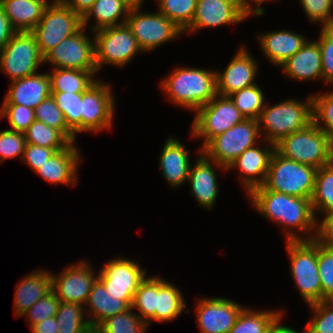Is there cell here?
I'll return each mask as SVG.
<instances>
[{"mask_svg": "<svg viewBox=\"0 0 333 333\" xmlns=\"http://www.w3.org/2000/svg\"><path fill=\"white\" fill-rule=\"evenodd\" d=\"M247 197L259 214L279 226L282 225L286 230V241L316 239L318 221L312 209L311 199L269 189H252ZM301 232L302 236L299 234ZM303 234L307 235L304 237Z\"/></svg>", "mask_w": 333, "mask_h": 333, "instance_id": "1", "label": "cell"}, {"mask_svg": "<svg viewBox=\"0 0 333 333\" xmlns=\"http://www.w3.org/2000/svg\"><path fill=\"white\" fill-rule=\"evenodd\" d=\"M161 88L167 100L195 113L217 95L216 70L178 66L162 80Z\"/></svg>", "mask_w": 333, "mask_h": 333, "instance_id": "2", "label": "cell"}, {"mask_svg": "<svg viewBox=\"0 0 333 333\" xmlns=\"http://www.w3.org/2000/svg\"><path fill=\"white\" fill-rule=\"evenodd\" d=\"M313 122L312 95L301 102L295 98L268 105L262 109L258 118L261 138L273 145L288 135L306 128Z\"/></svg>", "mask_w": 333, "mask_h": 333, "instance_id": "3", "label": "cell"}, {"mask_svg": "<svg viewBox=\"0 0 333 333\" xmlns=\"http://www.w3.org/2000/svg\"><path fill=\"white\" fill-rule=\"evenodd\" d=\"M282 156L319 169L333 161V138L313 122L275 145Z\"/></svg>", "mask_w": 333, "mask_h": 333, "instance_id": "4", "label": "cell"}, {"mask_svg": "<svg viewBox=\"0 0 333 333\" xmlns=\"http://www.w3.org/2000/svg\"><path fill=\"white\" fill-rule=\"evenodd\" d=\"M316 171L315 167L288 159L275 150L270 160L265 183L254 189H269L311 199Z\"/></svg>", "mask_w": 333, "mask_h": 333, "instance_id": "5", "label": "cell"}, {"mask_svg": "<svg viewBox=\"0 0 333 333\" xmlns=\"http://www.w3.org/2000/svg\"><path fill=\"white\" fill-rule=\"evenodd\" d=\"M291 276L307 305L322 301V287L318 271V241H286Z\"/></svg>", "mask_w": 333, "mask_h": 333, "instance_id": "6", "label": "cell"}, {"mask_svg": "<svg viewBox=\"0 0 333 333\" xmlns=\"http://www.w3.org/2000/svg\"><path fill=\"white\" fill-rule=\"evenodd\" d=\"M92 37L98 73L103 65L125 67L139 52L143 53L126 23L94 31Z\"/></svg>", "mask_w": 333, "mask_h": 333, "instance_id": "7", "label": "cell"}, {"mask_svg": "<svg viewBox=\"0 0 333 333\" xmlns=\"http://www.w3.org/2000/svg\"><path fill=\"white\" fill-rule=\"evenodd\" d=\"M82 28V17L63 1H50L43 17L31 33L35 36L39 51L44 57L62 40Z\"/></svg>", "mask_w": 333, "mask_h": 333, "instance_id": "8", "label": "cell"}, {"mask_svg": "<svg viewBox=\"0 0 333 333\" xmlns=\"http://www.w3.org/2000/svg\"><path fill=\"white\" fill-rule=\"evenodd\" d=\"M260 139L258 120L244 119L223 134L212 138L201 149V153L207 159L228 168L239 155L257 144Z\"/></svg>", "mask_w": 333, "mask_h": 333, "instance_id": "9", "label": "cell"}, {"mask_svg": "<svg viewBox=\"0 0 333 333\" xmlns=\"http://www.w3.org/2000/svg\"><path fill=\"white\" fill-rule=\"evenodd\" d=\"M245 117L229 96L216 95L209 103L195 112L191 137L202 138V149L212 138L223 134Z\"/></svg>", "mask_w": 333, "mask_h": 333, "instance_id": "10", "label": "cell"}, {"mask_svg": "<svg viewBox=\"0 0 333 333\" xmlns=\"http://www.w3.org/2000/svg\"><path fill=\"white\" fill-rule=\"evenodd\" d=\"M141 8L142 6H132L125 23L143 53L150 52L184 34L159 11L148 13L141 11Z\"/></svg>", "mask_w": 333, "mask_h": 333, "instance_id": "11", "label": "cell"}, {"mask_svg": "<svg viewBox=\"0 0 333 333\" xmlns=\"http://www.w3.org/2000/svg\"><path fill=\"white\" fill-rule=\"evenodd\" d=\"M43 63L44 57L31 32H16L0 51V71L11 81L36 74Z\"/></svg>", "mask_w": 333, "mask_h": 333, "instance_id": "12", "label": "cell"}, {"mask_svg": "<svg viewBox=\"0 0 333 333\" xmlns=\"http://www.w3.org/2000/svg\"><path fill=\"white\" fill-rule=\"evenodd\" d=\"M115 100L112 87L97 80L82 93V133H99L113 126Z\"/></svg>", "mask_w": 333, "mask_h": 333, "instance_id": "13", "label": "cell"}, {"mask_svg": "<svg viewBox=\"0 0 333 333\" xmlns=\"http://www.w3.org/2000/svg\"><path fill=\"white\" fill-rule=\"evenodd\" d=\"M146 271L135 260L118 257L99 270L98 280L110 295L120 297L131 307L135 292L147 277Z\"/></svg>", "mask_w": 333, "mask_h": 333, "instance_id": "14", "label": "cell"}, {"mask_svg": "<svg viewBox=\"0 0 333 333\" xmlns=\"http://www.w3.org/2000/svg\"><path fill=\"white\" fill-rule=\"evenodd\" d=\"M85 30L86 28L82 27L74 35L57 44L44 56V63L52 65L53 69L97 71L94 38L91 39Z\"/></svg>", "mask_w": 333, "mask_h": 333, "instance_id": "15", "label": "cell"}, {"mask_svg": "<svg viewBox=\"0 0 333 333\" xmlns=\"http://www.w3.org/2000/svg\"><path fill=\"white\" fill-rule=\"evenodd\" d=\"M93 271L91 264L83 259L77 263H71L57 274L58 276L51 273V290L60 301L84 306L98 279L99 274Z\"/></svg>", "mask_w": 333, "mask_h": 333, "instance_id": "16", "label": "cell"}, {"mask_svg": "<svg viewBox=\"0 0 333 333\" xmlns=\"http://www.w3.org/2000/svg\"><path fill=\"white\" fill-rule=\"evenodd\" d=\"M196 305L201 333H228L245 307L223 297L201 298Z\"/></svg>", "mask_w": 333, "mask_h": 333, "instance_id": "17", "label": "cell"}, {"mask_svg": "<svg viewBox=\"0 0 333 333\" xmlns=\"http://www.w3.org/2000/svg\"><path fill=\"white\" fill-rule=\"evenodd\" d=\"M247 49L243 45L237 50L224 71H216L218 95L229 96L233 92L257 84L255 79L258 75V62Z\"/></svg>", "mask_w": 333, "mask_h": 333, "instance_id": "18", "label": "cell"}, {"mask_svg": "<svg viewBox=\"0 0 333 333\" xmlns=\"http://www.w3.org/2000/svg\"><path fill=\"white\" fill-rule=\"evenodd\" d=\"M247 17L236 0H197L191 25L183 32L192 34L200 29L242 23Z\"/></svg>", "mask_w": 333, "mask_h": 333, "instance_id": "19", "label": "cell"}, {"mask_svg": "<svg viewBox=\"0 0 333 333\" xmlns=\"http://www.w3.org/2000/svg\"><path fill=\"white\" fill-rule=\"evenodd\" d=\"M267 143V145H266ZM265 147L256 144L247 148L227 168L240 171V181L246 191V195L254 188L265 183L271 157L275 151V145L266 142Z\"/></svg>", "mask_w": 333, "mask_h": 333, "instance_id": "20", "label": "cell"}, {"mask_svg": "<svg viewBox=\"0 0 333 333\" xmlns=\"http://www.w3.org/2000/svg\"><path fill=\"white\" fill-rule=\"evenodd\" d=\"M196 163L190 168L187 182L190 183V193L203 208L213 209L219 191L216 168L227 171V168L207 159L199 149Z\"/></svg>", "mask_w": 333, "mask_h": 333, "instance_id": "21", "label": "cell"}, {"mask_svg": "<svg viewBox=\"0 0 333 333\" xmlns=\"http://www.w3.org/2000/svg\"><path fill=\"white\" fill-rule=\"evenodd\" d=\"M79 152L75 142H72L63 150L57 151L35 172L46 182L75 186L78 183V166L82 161Z\"/></svg>", "mask_w": 333, "mask_h": 333, "instance_id": "22", "label": "cell"}, {"mask_svg": "<svg viewBox=\"0 0 333 333\" xmlns=\"http://www.w3.org/2000/svg\"><path fill=\"white\" fill-rule=\"evenodd\" d=\"M165 141L158 163L160 172L169 186L181 187L187 181L192 166L190 152L175 136Z\"/></svg>", "mask_w": 333, "mask_h": 333, "instance_id": "23", "label": "cell"}, {"mask_svg": "<svg viewBox=\"0 0 333 333\" xmlns=\"http://www.w3.org/2000/svg\"><path fill=\"white\" fill-rule=\"evenodd\" d=\"M284 75L297 81L323 80V67L319 42L307 40L282 66Z\"/></svg>", "mask_w": 333, "mask_h": 333, "instance_id": "24", "label": "cell"}, {"mask_svg": "<svg viewBox=\"0 0 333 333\" xmlns=\"http://www.w3.org/2000/svg\"><path fill=\"white\" fill-rule=\"evenodd\" d=\"M3 104L23 105L35 109L51 95L48 72L36 73L10 82Z\"/></svg>", "mask_w": 333, "mask_h": 333, "instance_id": "25", "label": "cell"}, {"mask_svg": "<svg viewBox=\"0 0 333 333\" xmlns=\"http://www.w3.org/2000/svg\"><path fill=\"white\" fill-rule=\"evenodd\" d=\"M260 49L270 63L281 67L293 56L307 41L301 34L289 31H269L259 34Z\"/></svg>", "mask_w": 333, "mask_h": 333, "instance_id": "26", "label": "cell"}, {"mask_svg": "<svg viewBox=\"0 0 333 333\" xmlns=\"http://www.w3.org/2000/svg\"><path fill=\"white\" fill-rule=\"evenodd\" d=\"M44 270V271H43ZM51 291V272L34 270L18 282L14 295V314L18 317Z\"/></svg>", "mask_w": 333, "mask_h": 333, "instance_id": "27", "label": "cell"}, {"mask_svg": "<svg viewBox=\"0 0 333 333\" xmlns=\"http://www.w3.org/2000/svg\"><path fill=\"white\" fill-rule=\"evenodd\" d=\"M84 306H86L84 307L87 311L86 315L91 316L88 321L95 329L107 318L126 312L131 308L125 301L120 300V297L110 295L98 279L94 283Z\"/></svg>", "mask_w": 333, "mask_h": 333, "instance_id": "28", "label": "cell"}, {"mask_svg": "<svg viewBox=\"0 0 333 333\" xmlns=\"http://www.w3.org/2000/svg\"><path fill=\"white\" fill-rule=\"evenodd\" d=\"M49 4V0H0L5 15L17 32H31Z\"/></svg>", "mask_w": 333, "mask_h": 333, "instance_id": "29", "label": "cell"}, {"mask_svg": "<svg viewBox=\"0 0 333 333\" xmlns=\"http://www.w3.org/2000/svg\"><path fill=\"white\" fill-rule=\"evenodd\" d=\"M131 7L132 5L126 0H95L92 7L82 17V27L87 28L90 19L93 18H95V23L88 25L91 33L106 27L124 24Z\"/></svg>", "mask_w": 333, "mask_h": 333, "instance_id": "30", "label": "cell"}, {"mask_svg": "<svg viewBox=\"0 0 333 333\" xmlns=\"http://www.w3.org/2000/svg\"><path fill=\"white\" fill-rule=\"evenodd\" d=\"M186 308L185 298L181 290L166 279L156 276L155 321L167 322L175 320Z\"/></svg>", "mask_w": 333, "mask_h": 333, "instance_id": "31", "label": "cell"}, {"mask_svg": "<svg viewBox=\"0 0 333 333\" xmlns=\"http://www.w3.org/2000/svg\"><path fill=\"white\" fill-rule=\"evenodd\" d=\"M97 71H82L78 69H52L50 71L51 92L83 93L97 79Z\"/></svg>", "mask_w": 333, "mask_h": 333, "instance_id": "32", "label": "cell"}, {"mask_svg": "<svg viewBox=\"0 0 333 333\" xmlns=\"http://www.w3.org/2000/svg\"><path fill=\"white\" fill-rule=\"evenodd\" d=\"M311 204L317 221L318 214L333 211V161L317 169Z\"/></svg>", "mask_w": 333, "mask_h": 333, "instance_id": "33", "label": "cell"}, {"mask_svg": "<svg viewBox=\"0 0 333 333\" xmlns=\"http://www.w3.org/2000/svg\"><path fill=\"white\" fill-rule=\"evenodd\" d=\"M283 311H256L244 307L228 333H269L274 319Z\"/></svg>", "mask_w": 333, "mask_h": 333, "instance_id": "34", "label": "cell"}, {"mask_svg": "<svg viewBox=\"0 0 333 333\" xmlns=\"http://www.w3.org/2000/svg\"><path fill=\"white\" fill-rule=\"evenodd\" d=\"M85 306L60 301L58 311L55 315L57 325L59 326L58 333H87L92 329L86 314Z\"/></svg>", "mask_w": 333, "mask_h": 333, "instance_id": "35", "label": "cell"}, {"mask_svg": "<svg viewBox=\"0 0 333 333\" xmlns=\"http://www.w3.org/2000/svg\"><path fill=\"white\" fill-rule=\"evenodd\" d=\"M229 98L245 119L258 120L266 104L264 93L259 84L233 92Z\"/></svg>", "mask_w": 333, "mask_h": 333, "instance_id": "36", "label": "cell"}, {"mask_svg": "<svg viewBox=\"0 0 333 333\" xmlns=\"http://www.w3.org/2000/svg\"><path fill=\"white\" fill-rule=\"evenodd\" d=\"M26 143L47 148H66L72 142L58 129L35 120L24 132Z\"/></svg>", "mask_w": 333, "mask_h": 333, "instance_id": "37", "label": "cell"}, {"mask_svg": "<svg viewBox=\"0 0 333 333\" xmlns=\"http://www.w3.org/2000/svg\"><path fill=\"white\" fill-rule=\"evenodd\" d=\"M51 96L64 114L67 126L77 137V133H82V93L51 92Z\"/></svg>", "mask_w": 333, "mask_h": 333, "instance_id": "38", "label": "cell"}, {"mask_svg": "<svg viewBox=\"0 0 333 333\" xmlns=\"http://www.w3.org/2000/svg\"><path fill=\"white\" fill-rule=\"evenodd\" d=\"M158 11L183 32L191 25L197 0H156Z\"/></svg>", "mask_w": 333, "mask_h": 333, "instance_id": "39", "label": "cell"}, {"mask_svg": "<svg viewBox=\"0 0 333 333\" xmlns=\"http://www.w3.org/2000/svg\"><path fill=\"white\" fill-rule=\"evenodd\" d=\"M96 329L99 333H146L148 325L130 308L107 318Z\"/></svg>", "mask_w": 333, "mask_h": 333, "instance_id": "40", "label": "cell"}, {"mask_svg": "<svg viewBox=\"0 0 333 333\" xmlns=\"http://www.w3.org/2000/svg\"><path fill=\"white\" fill-rule=\"evenodd\" d=\"M156 275L147 276L134 294L131 308L138 309L137 314L148 325L155 321Z\"/></svg>", "mask_w": 333, "mask_h": 333, "instance_id": "41", "label": "cell"}, {"mask_svg": "<svg viewBox=\"0 0 333 333\" xmlns=\"http://www.w3.org/2000/svg\"><path fill=\"white\" fill-rule=\"evenodd\" d=\"M34 113L35 120L60 130L71 142L76 141V136L67 126L64 114L57 107L56 102L51 95L34 109Z\"/></svg>", "mask_w": 333, "mask_h": 333, "instance_id": "42", "label": "cell"}, {"mask_svg": "<svg viewBox=\"0 0 333 333\" xmlns=\"http://www.w3.org/2000/svg\"><path fill=\"white\" fill-rule=\"evenodd\" d=\"M313 123L333 138V90L312 94Z\"/></svg>", "mask_w": 333, "mask_h": 333, "instance_id": "43", "label": "cell"}, {"mask_svg": "<svg viewBox=\"0 0 333 333\" xmlns=\"http://www.w3.org/2000/svg\"><path fill=\"white\" fill-rule=\"evenodd\" d=\"M309 307L314 315L305 330L308 333H333V300H324Z\"/></svg>", "mask_w": 333, "mask_h": 333, "instance_id": "44", "label": "cell"}, {"mask_svg": "<svg viewBox=\"0 0 333 333\" xmlns=\"http://www.w3.org/2000/svg\"><path fill=\"white\" fill-rule=\"evenodd\" d=\"M318 271L322 287V301L333 300V248L318 242Z\"/></svg>", "mask_w": 333, "mask_h": 333, "instance_id": "45", "label": "cell"}, {"mask_svg": "<svg viewBox=\"0 0 333 333\" xmlns=\"http://www.w3.org/2000/svg\"><path fill=\"white\" fill-rule=\"evenodd\" d=\"M4 117H8L9 130L22 133L35 121L34 109L23 105L2 104L0 119Z\"/></svg>", "mask_w": 333, "mask_h": 333, "instance_id": "46", "label": "cell"}, {"mask_svg": "<svg viewBox=\"0 0 333 333\" xmlns=\"http://www.w3.org/2000/svg\"><path fill=\"white\" fill-rule=\"evenodd\" d=\"M60 299L51 290L48 294L38 300L33 306H31L24 314L26 321L29 322L31 328L34 324H37L44 319L55 317Z\"/></svg>", "mask_w": 333, "mask_h": 333, "instance_id": "47", "label": "cell"}, {"mask_svg": "<svg viewBox=\"0 0 333 333\" xmlns=\"http://www.w3.org/2000/svg\"><path fill=\"white\" fill-rule=\"evenodd\" d=\"M307 19L322 27H333V0H299Z\"/></svg>", "mask_w": 333, "mask_h": 333, "instance_id": "48", "label": "cell"}, {"mask_svg": "<svg viewBox=\"0 0 333 333\" xmlns=\"http://www.w3.org/2000/svg\"><path fill=\"white\" fill-rule=\"evenodd\" d=\"M26 144L24 133L8 128L0 131V163L19 156L22 159Z\"/></svg>", "mask_w": 333, "mask_h": 333, "instance_id": "49", "label": "cell"}, {"mask_svg": "<svg viewBox=\"0 0 333 333\" xmlns=\"http://www.w3.org/2000/svg\"><path fill=\"white\" fill-rule=\"evenodd\" d=\"M319 42L323 80L333 86V27H321Z\"/></svg>", "mask_w": 333, "mask_h": 333, "instance_id": "50", "label": "cell"}, {"mask_svg": "<svg viewBox=\"0 0 333 333\" xmlns=\"http://www.w3.org/2000/svg\"><path fill=\"white\" fill-rule=\"evenodd\" d=\"M63 149L64 148H47L27 143L21 160L35 172L57 151Z\"/></svg>", "mask_w": 333, "mask_h": 333, "instance_id": "51", "label": "cell"}, {"mask_svg": "<svg viewBox=\"0 0 333 333\" xmlns=\"http://www.w3.org/2000/svg\"><path fill=\"white\" fill-rule=\"evenodd\" d=\"M316 240L322 245L333 248V211L324 215L317 223Z\"/></svg>", "mask_w": 333, "mask_h": 333, "instance_id": "52", "label": "cell"}, {"mask_svg": "<svg viewBox=\"0 0 333 333\" xmlns=\"http://www.w3.org/2000/svg\"><path fill=\"white\" fill-rule=\"evenodd\" d=\"M16 32L0 5V51Z\"/></svg>", "mask_w": 333, "mask_h": 333, "instance_id": "53", "label": "cell"}, {"mask_svg": "<svg viewBox=\"0 0 333 333\" xmlns=\"http://www.w3.org/2000/svg\"><path fill=\"white\" fill-rule=\"evenodd\" d=\"M241 12L248 18L249 16H260L264 14L265 10L262 6V3L270 0H236ZM272 1V0H271ZM251 2L255 3L253 7Z\"/></svg>", "mask_w": 333, "mask_h": 333, "instance_id": "54", "label": "cell"}, {"mask_svg": "<svg viewBox=\"0 0 333 333\" xmlns=\"http://www.w3.org/2000/svg\"><path fill=\"white\" fill-rule=\"evenodd\" d=\"M30 329L33 333H58L59 326L57 325L56 318L50 317L34 324Z\"/></svg>", "mask_w": 333, "mask_h": 333, "instance_id": "55", "label": "cell"}, {"mask_svg": "<svg viewBox=\"0 0 333 333\" xmlns=\"http://www.w3.org/2000/svg\"><path fill=\"white\" fill-rule=\"evenodd\" d=\"M75 13L83 17L86 12L92 7L95 0H63Z\"/></svg>", "mask_w": 333, "mask_h": 333, "instance_id": "56", "label": "cell"}, {"mask_svg": "<svg viewBox=\"0 0 333 333\" xmlns=\"http://www.w3.org/2000/svg\"><path fill=\"white\" fill-rule=\"evenodd\" d=\"M283 313H280L272 322L269 333H299L297 330H295L292 327L286 326L285 324H281V319L283 318Z\"/></svg>", "mask_w": 333, "mask_h": 333, "instance_id": "57", "label": "cell"}, {"mask_svg": "<svg viewBox=\"0 0 333 333\" xmlns=\"http://www.w3.org/2000/svg\"><path fill=\"white\" fill-rule=\"evenodd\" d=\"M128 1L132 6H142L144 3V0H126Z\"/></svg>", "mask_w": 333, "mask_h": 333, "instance_id": "58", "label": "cell"}, {"mask_svg": "<svg viewBox=\"0 0 333 333\" xmlns=\"http://www.w3.org/2000/svg\"><path fill=\"white\" fill-rule=\"evenodd\" d=\"M87 333H99L97 329L92 328L90 331H88Z\"/></svg>", "mask_w": 333, "mask_h": 333, "instance_id": "59", "label": "cell"}]
</instances>
